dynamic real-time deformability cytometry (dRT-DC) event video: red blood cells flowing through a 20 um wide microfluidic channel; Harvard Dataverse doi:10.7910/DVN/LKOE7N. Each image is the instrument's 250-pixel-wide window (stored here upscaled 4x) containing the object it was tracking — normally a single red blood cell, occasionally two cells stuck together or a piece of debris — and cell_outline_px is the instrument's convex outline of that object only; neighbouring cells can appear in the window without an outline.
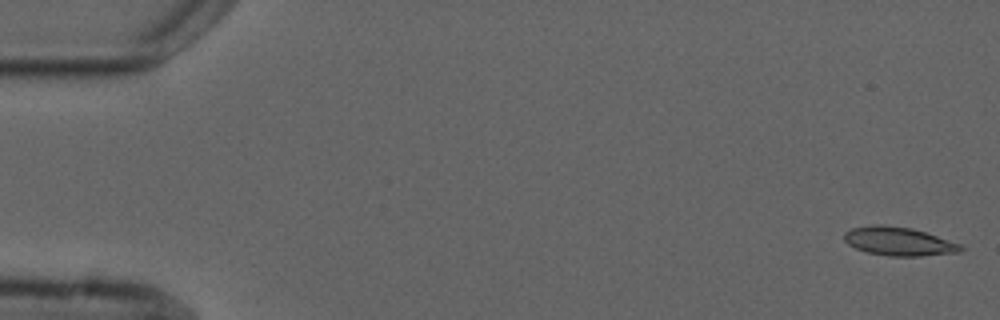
{"species": "common noctule bat (a hibernating species)", "species_latin": "Nyctalus noctula", "temperature_condition": "cold", "stored_images_in_passage": 4, "camera_frame_rate_fps": 3000, "um_per_image_px": 0.085, "animal": {"sex": "male", "forearm_length_mm": 52.5}, "frame": {"image": 1, "passage_image": 1, "time_ms": 0.0, "image_size_px": [1000, 320], "cell_outline_px": [[964, 248], [960, 252], [920, 256], [888, 256], [868, 252], [856, 248], [848, 244], [844, 240], [844, 232], [852, 228], [872, 224], [884, 224], [912, 228], [960, 244]], "centroid_in_image_um": [76.36, 20.51], "position_along_channel_um": 8.6, "area_um2": 19.36}}